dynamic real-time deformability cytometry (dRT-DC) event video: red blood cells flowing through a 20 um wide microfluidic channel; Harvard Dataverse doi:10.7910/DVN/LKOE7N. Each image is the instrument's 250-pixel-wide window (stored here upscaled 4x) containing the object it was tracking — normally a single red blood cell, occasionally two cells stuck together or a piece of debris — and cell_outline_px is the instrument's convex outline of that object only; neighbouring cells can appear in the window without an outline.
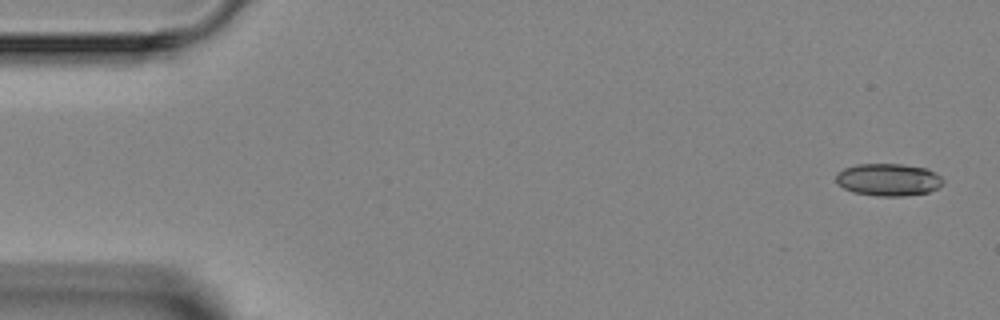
{"species": "Egyptian fruit bat (a non-hibernating species)", "species_latin": "Rousettus aegyptiacus", "temperature_condition": "room temperature", "stored_images_in_passage": 7, "camera_frame_rate_fps": 3000, "um_per_image_px": 0.085, "animal": {"sex": "female"}, "frame": {"image": 1, "passage_image": 1, "time_ms": 0.0, "image_size_px": [1000, 320], "cell_outline_px": [[944, 184], [928, 192], [904, 196], [876, 196], [852, 192], [844, 188], [836, 180], [836, 172], [844, 168], [856, 164], [904, 164], [928, 168], [940, 176], [944, 180]], "centroid_in_image_um": [75.52, 15.26], "position_along_channel_um": 9.5, "area_um2": 20.35}}
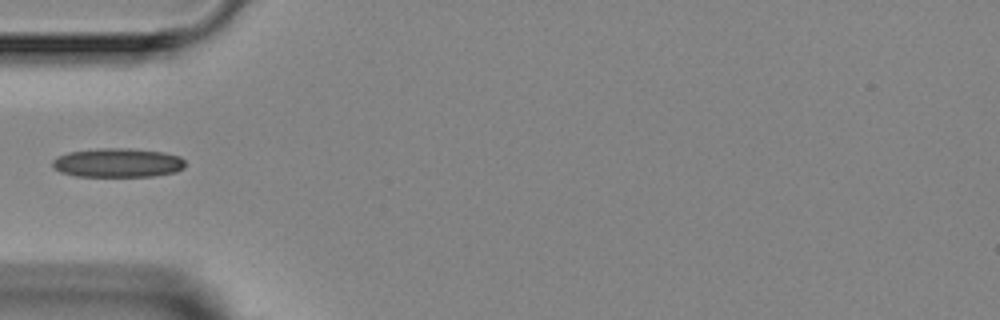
{"frame": {"image": 2, "passage_image": 5, "time_ms": 4.667, "image_size_px": [1000, 320], "cell_outline_px": [[184, 168], [176, 172], [152, 176], [76, 176], [60, 172], [52, 164], [52, 160], [56, 156], [68, 152], [96, 148], [128, 148], [160, 152], [180, 156], [184, 160]], "centroid_in_image_um": [9.98, 13.83], "position_along_channel_um": 75.0, "area_um2": 22.48}}
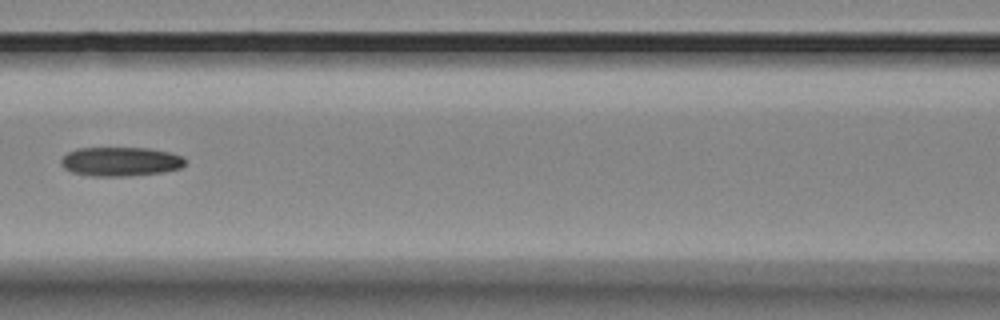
{"frame": {"image": 3, "passage_image": 7, "time_ms": 6.667, "image_size_px": [1000, 320], "cell_outline_px": [[184, 164], [180, 168], [160, 172], [128, 176], [92, 176], [72, 172], [64, 168], [60, 164], [60, 160], [68, 152], [76, 148], [148, 148], [168, 152], [184, 156]], "centroid_in_image_um": [10.21, 13.73], "position_along_channel_um": 156.4, "area_um2": 20.98}}